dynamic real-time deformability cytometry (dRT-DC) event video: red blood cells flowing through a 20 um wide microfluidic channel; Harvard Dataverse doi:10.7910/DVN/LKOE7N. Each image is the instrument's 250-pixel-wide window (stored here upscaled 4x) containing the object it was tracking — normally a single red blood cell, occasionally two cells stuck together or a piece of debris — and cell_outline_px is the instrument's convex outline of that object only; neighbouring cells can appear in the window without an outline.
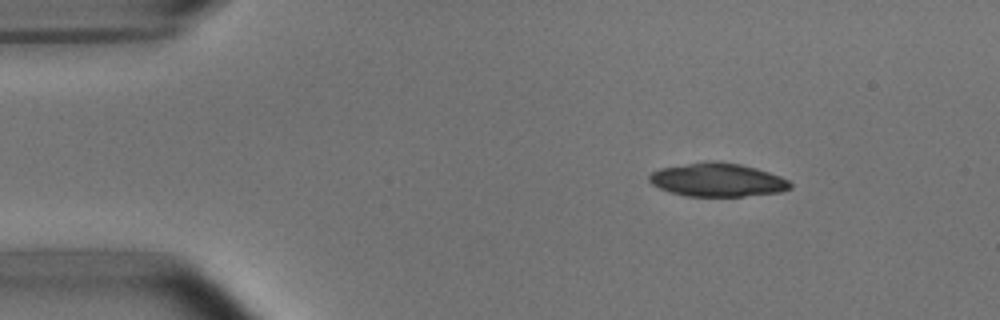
{"species": "common noctule bat (a hibernating species)", "species_latin": "Nyctalus noctula", "temperature_condition": "room temperature", "stored_images_in_passage": 4, "segment_of_instrument_passage": [1, 2], "camera_frame_rate_fps": 3000, "um_per_image_px": 0.085, "animal": {"sex": "male", "body_mass_g": 15.6}, "frame": {"image": 1, "passage_image": 1, "time_ms": 0.0, "image_size_px": [1000, 320], "cell_outline_px": [[792, 188], [780, 192], [744, 196], [684, 196], [668, 192], [652, 184], [648, 180], [648, 176], [652, 172], [660, 168], [712, 160], [740, 164], [756, 168], [780, 176], [788, 180], [792, 184]], "centroid_in_image_um": [60.98, 15.29], "position_along_channel_um": 24.0, "area_um2": 27.51}}